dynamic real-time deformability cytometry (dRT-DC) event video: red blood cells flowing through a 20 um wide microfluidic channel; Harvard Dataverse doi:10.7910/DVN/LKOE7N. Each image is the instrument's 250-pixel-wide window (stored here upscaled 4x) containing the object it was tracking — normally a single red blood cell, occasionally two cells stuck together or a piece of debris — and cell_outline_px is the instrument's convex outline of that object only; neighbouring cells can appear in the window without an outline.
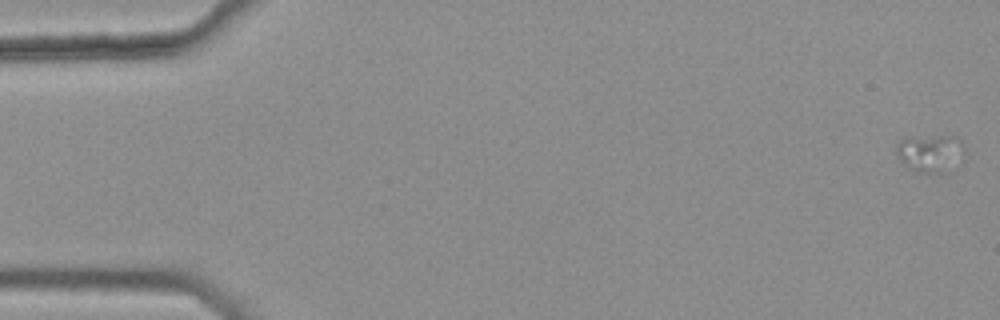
{"species": "common noctule bat (a hibernating species)", "species_latin": "Nyctalus noctula", "temperature_condition": "warm", "stored_images_in_passage": 4, "camera_frame_rate_fps": 3000, "um_per_image_px": 0.085, "animal": {"sex": "female", "body_mass_g": 25.1}, "frame": {"image": 1, "passage_image": 1, "time_ms": 0.0, "image_size_px": [1000, 320], "cell_outline_px": [[960, 140], [940, 172], [924, 172], [904, 164], [900, 160], [896, 152], [896, 144], [900, 140], [940, 136], [952, 136]], "centroid_in_image_um": [78.76, 12.95], "position_along_channel_um": 6.2, "area_um2": 12.14}}